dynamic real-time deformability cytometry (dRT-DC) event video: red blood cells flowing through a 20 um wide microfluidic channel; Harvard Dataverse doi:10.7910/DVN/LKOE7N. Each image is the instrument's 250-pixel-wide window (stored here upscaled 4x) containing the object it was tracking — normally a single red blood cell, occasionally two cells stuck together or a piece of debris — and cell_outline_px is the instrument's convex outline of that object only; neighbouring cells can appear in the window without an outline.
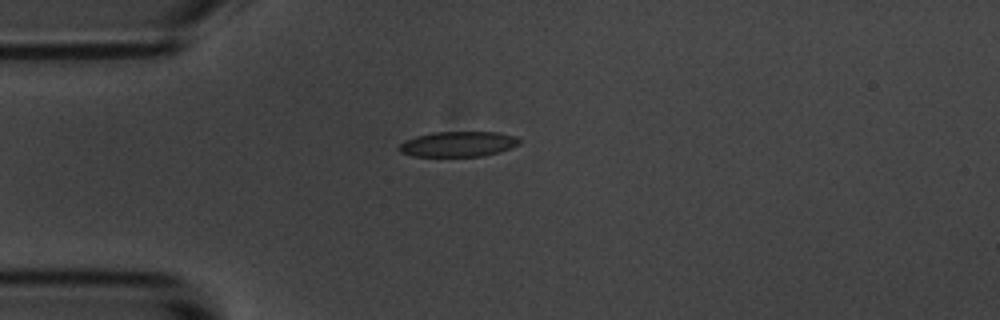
{"species": "common noctule bat (a hibernating species)", "species_latin": "Nyctalus noctula", "temperature_condition": "room temperature", "stored_images_in_passage": 2, "camera_frame_rate_fps": 3000, "um_per_image_px": 0.085, "animal": {"sex": "male", "body_mass_g": 20.1, "forearm_length_mm": 53.5}, "frame": {"image": 1, "passage_image": 1, "time_ms": 0.0, "image_size_px": [1000, 320], "cell_outline_px": [[520, 144], [500, 152], [480, 156], [412, 156], [400, 152], [396, 148], [404, 140], [416, 136], [432, 132], [496, 132], [516, 136], [520, 140]], "centroid_in_image_um": [38.91, 12.24], "position_along_channel_um": 46.1, "area_um2": 17.8}}
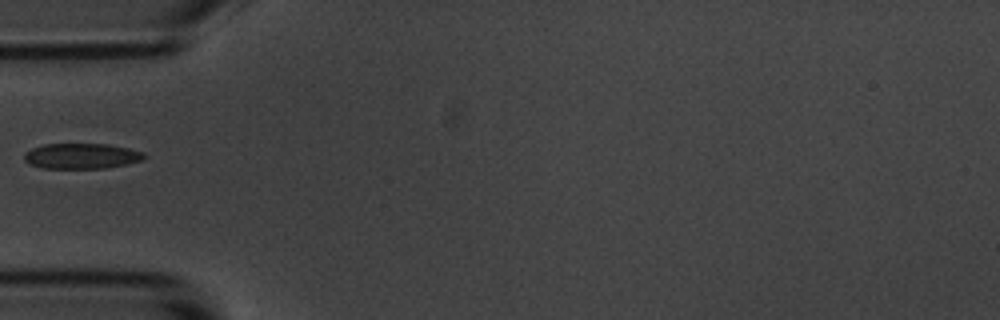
{"frame": {"image": 2, "passage_image": 2, "time_ms": 1.333, "image_size_px": [1000, 320], "cell_outline_px": [[144, 156], [140, 160], [128, 164], [104, 168], [44, 168], [28, 164], [24, 160], [24, 152], [32, 148], [44, 144], [108, 144], [128, 148], [144, 152]], "centroid_in_image_um": [6.88, 13.26], "position_along_channel_um": 78.1, "area_um2": 17.74}}